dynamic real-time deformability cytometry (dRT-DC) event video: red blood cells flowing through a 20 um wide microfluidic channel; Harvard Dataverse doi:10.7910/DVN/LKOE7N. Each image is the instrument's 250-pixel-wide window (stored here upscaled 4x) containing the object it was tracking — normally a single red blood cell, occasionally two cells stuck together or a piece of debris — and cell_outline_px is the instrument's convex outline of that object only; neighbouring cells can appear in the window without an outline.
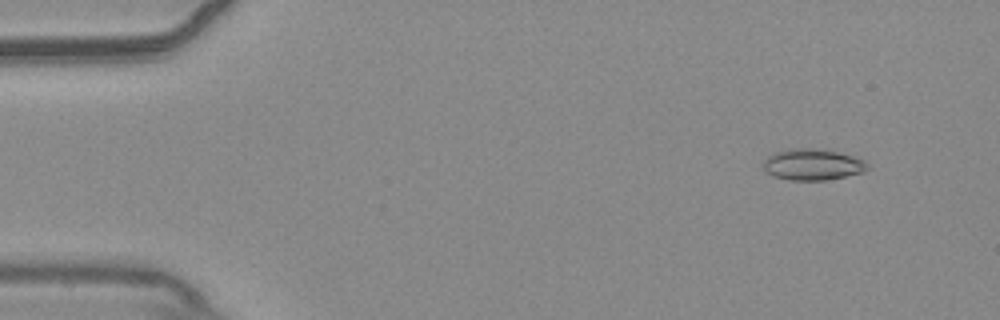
{"species": "common noctule bat (a hibernating species)", "species_latin": "Nyctalus noctula", "temperature_condition": "warm", "stored_images_in_passage": 55, "camera_frame_rate_fps": 3000, "um_per_image_px": 0.085, "animal": {"sex": "male", "body_mass_g": 20.4}, "frame": {"image": 1, "passage_image": 5, "time_ms": 1.333, "image_size_px": [1000, 320], "cell_outline_px": [[868, 168], [864, 172], [828, 180], [788, 180], [772, 176], [764, 172], [764, 160], [772, 152], [796, 148], [808, 148], [836, 152], [852, 156], [864, 160], [868, 164]], "centroid_in_image_um": [69.03, 14.0], "position_along_channel_um": 16.0, "area_um2": 18.96}}
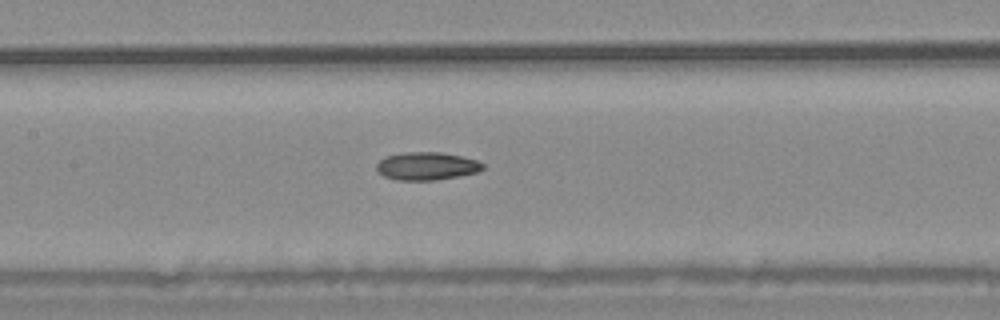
{"frame": {"image": 2, "passage_image": 26, "time_ms": 8.333, "image_size_px": [1000, 320], "cell_outline_px": [[484, 168], [476, 172], [460, 176], [436, 180], [396, 180], [384, 176], [376, 168], [376, 164], [384, 156], [404, 152], [440, 152], [460, 156], [476, 160], [484, 164]], "centroid_in_image_um": [36.25, 14.11], "position_along_channel_um": 171.1, "area_um2": 17.28}}
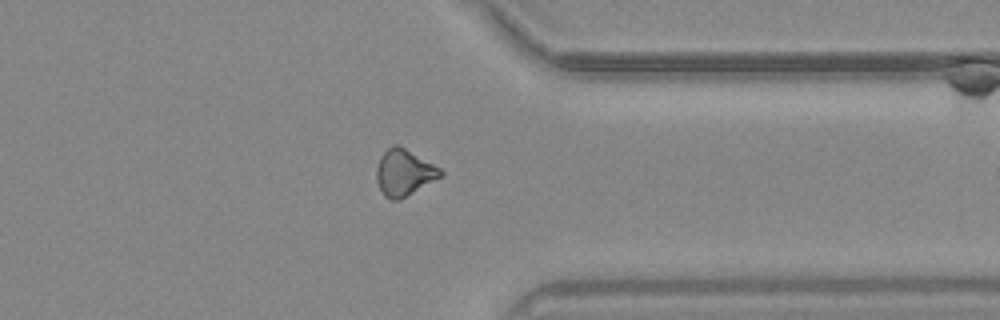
{"frame": {"image": 3, "passage_image": 43, "time_ms": 14.0, "image_size_px": [1000, 320], "cell_outline_px": [[444, 176], [400, 200], [392, 200], [384, 196], [376, 180], [376, 168], [380, 156], [392, 144], [396, 144], [404, 148], [440, 168], [444, 172]], "centroid_in_image_um": [34.35, 14.69], "position_along_channel_um": 377.0, "area_um2": 17.34}}